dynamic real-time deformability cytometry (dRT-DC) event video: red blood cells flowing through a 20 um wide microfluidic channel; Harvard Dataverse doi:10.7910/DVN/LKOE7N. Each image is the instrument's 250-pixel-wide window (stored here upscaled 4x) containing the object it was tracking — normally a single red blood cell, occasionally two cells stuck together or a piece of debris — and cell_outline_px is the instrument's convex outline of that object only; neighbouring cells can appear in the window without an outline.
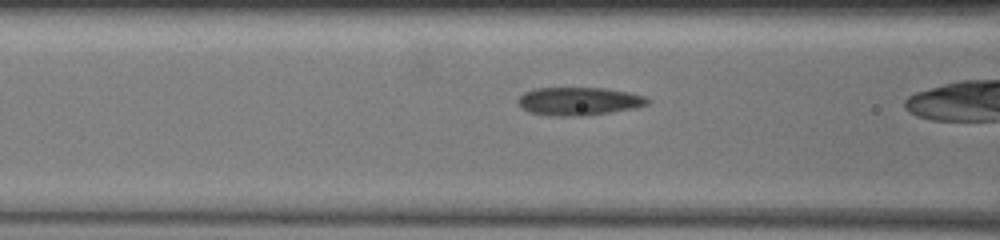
{"species": "common noctule bat (a hibernating species)", "species_latin": "Nyctalus noctula", "temperature_condition": "warm", "stored_images_in_passage": 21, "camera_frame_rate_fps": 3000, "um_per_image_px": 0.085, "animal": {"sex": "female", "body_mass_g": 19.5, "forearm_length_mm": 54.1}, "frame": {"image": 1, "passage_image": 4, "time_ms": 1.333, "image_size_px": [1000, 240], "cell_outline_px": [[648, 100], [644, 104], [628, 108], [584, 116], [548, 116], [532, 112], [524, 108], [520, 104], [520, 96], [524, 92], [536, 88], [604, 88], [624, 92], [640, 96]], "centroid_in_image_um": [49.08, 8.6], "position_along_channel_um": 117.5, "area_um2": 20.29}}
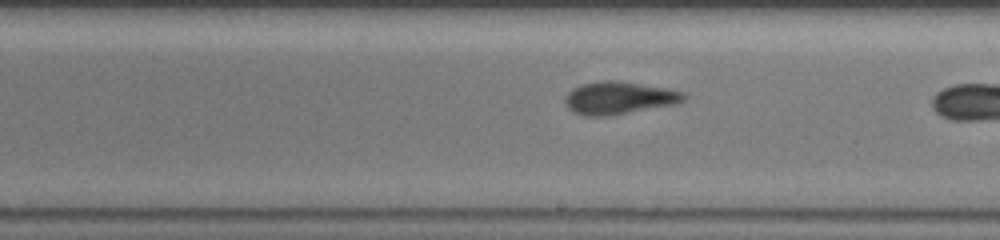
{"frame": {"image": 2, "passage_image": 10, "time_ms": 4.333, "image_size_px": [1000, 240], "cell_outline_px": [[684, 96], [680, 100], [664, 104], [624, 112], [600, 116], [588, 116], [576, 112], [568, 108], [564, 100], [576, 88], [584, 84], [608, 80], [616, 80], [660, 88], [680, 92]], "centroid_in_image_um": [52.47, 8.31], "position_along_channel_um": 236.5, "area_um2": 20.52}}